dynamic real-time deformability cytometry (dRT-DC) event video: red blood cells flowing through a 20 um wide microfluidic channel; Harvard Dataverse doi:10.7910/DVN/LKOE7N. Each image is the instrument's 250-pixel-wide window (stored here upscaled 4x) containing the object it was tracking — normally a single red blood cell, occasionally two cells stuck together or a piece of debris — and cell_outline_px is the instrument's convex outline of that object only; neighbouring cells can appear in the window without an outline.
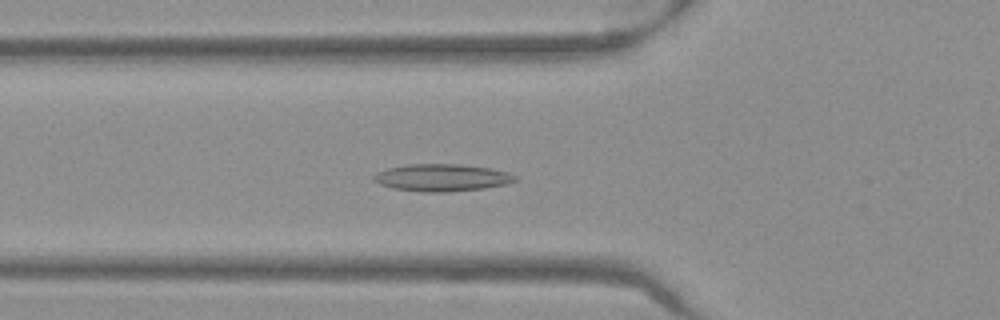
{"species": "Egyptian fruit bat (a non-hibernating species)", "species_latin": "Rousettus aegyptiacus", "temperature_condition": "warm", "stored_images_in_passage": 52, "camera_frame_rate_fps": 3000, "um_per_image_px": 0.085, "frame": {"image": 1, "passage_image": 19, "time_ms": 6.0, "image_size_px": [1000, 320], "cell_outline_px": [[516, 180], [504, 184], [484, 188], [448, 192], [420, 192], [392, 188], [380, 184], [372, 180], [372, 176], [388, 168], [408, 164], [460, 164], [492, 168], [508, 172], [516, 176]], "centroid_in_image_um": [37.55, 15.1], "position_along_channel_um": 88.3, "area_um2": 22.43}}
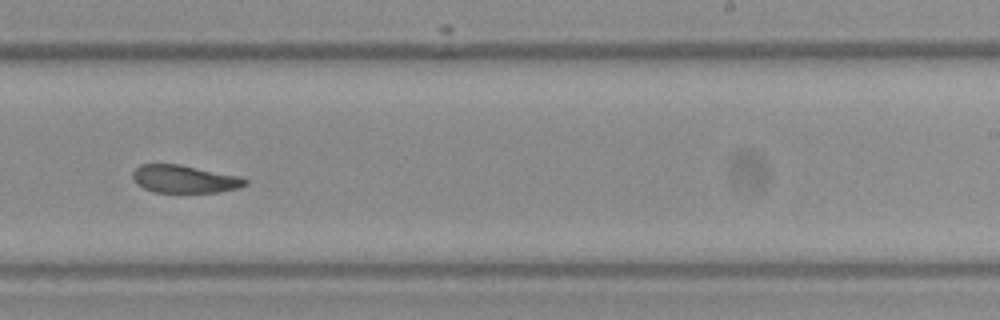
{"frame": {"image": 2, "passage_image": 33, "time_ms": 10.667, "image_size_px": [1000, 320], "cell_outline_px": [[248, 184], [240, 188], [220, 192], [156, 192], [144, 188], [136, 184], [132, 176], [132, 172], [140, 164], [180, 164], [240, 176], [248, 180]], "centroid_in_image_um": [15.7, 15.21], "position_along_channel_um": 273.3, "area_um2": 18.32}}
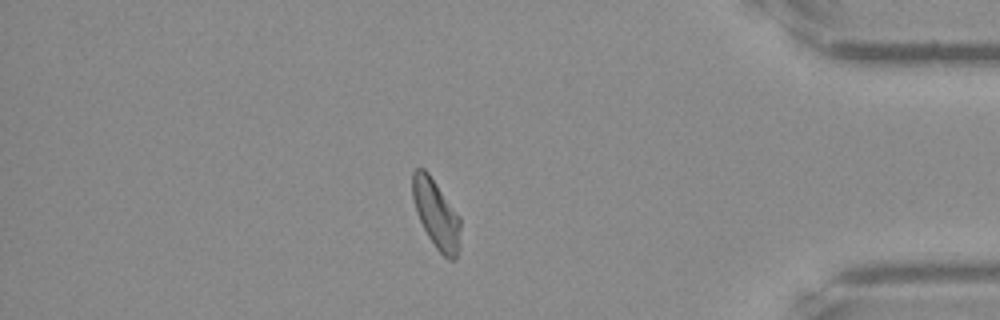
{"frame": {"image": 3, "passage_image": 45, "time_ms": 14.667, "image_size_px": [1000, 320], "cell_outline_px": [[460, 248], [456, 260], [448, 260], [436, 248], [428, 236], [416, 212], [412, 196], [412, 172], [416, 168], [424, 168], [428, 172], [460, 216]], "centroid_in_image_um": [37.09, 18.21], "position_along_channel_um": 398.1, "area_um2": 19.31}, "authors_computed_cell_mechanics": {"area_um2": 19.8832, "velocity_mm_per_s": 3.9588, "shape_relaxation_time_tau1_ms": null, "shape_relaxation_time_tau2_ms": 2.4223, "deformation_change_tau1": null, "deformation_change_tau2": 0.0844}}